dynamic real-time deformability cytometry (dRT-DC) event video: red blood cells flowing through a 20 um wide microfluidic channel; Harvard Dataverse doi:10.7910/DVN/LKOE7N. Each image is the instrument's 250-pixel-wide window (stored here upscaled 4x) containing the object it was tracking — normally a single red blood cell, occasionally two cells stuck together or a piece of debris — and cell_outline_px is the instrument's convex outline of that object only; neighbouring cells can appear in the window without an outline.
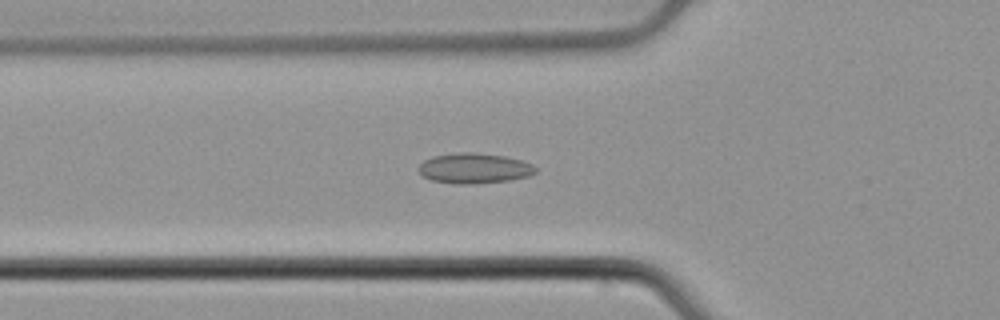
{"species": "common noctule bat (a hibernating species)", "species_latin": "Nyctalus noctula", "temperature_condition": "cold", "stored_images_in_passage": 53, "camera_frame_rate_fps": 3000, "um_per_image_px": 0.085, "animal": {"sex": "male", "body_mass_g": 21.5, "forearm_length_mm": 52.0}, "frame": {"image": 1, "passage_image": 19, "time_ms": 6.0, "image_size_px": [1000, 320], "cell_outline_px": [[536, 172], [528, 176], [508, 180], [472, 184], [452, 184], [432, 180], [424, 176], [420, 172], [420, 164], [424, 160], [432, 156], [460, 152], [472, 152], [504, 156], [520, 160], [532, 164], [536, 168]], "centroid_in_image_um": [40.3, 14.3], "position_along_channel_um": 85.5, "area_um2": 20.46}}
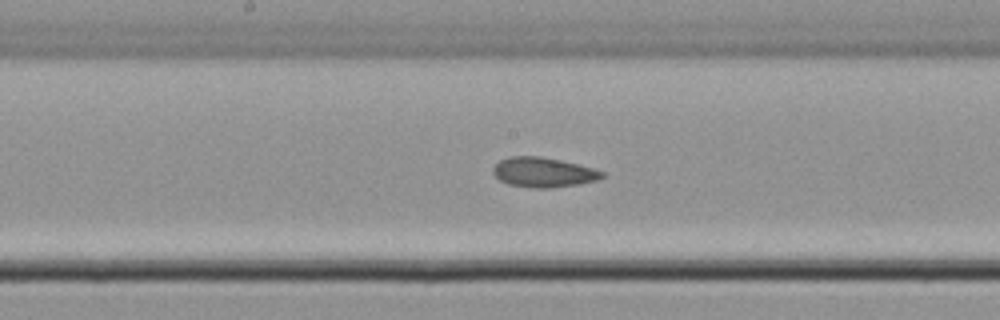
{"frame": {"image": 2, "passage_image": 28, "time_ms": 9.0, "image_size_px": [1000, 320], "cell_outline_px": [[604, 176], [596, 180], [580, 184], [548, 188], [532, 188], [508, 184], [500, 180], [492, 172], [492, 168], [500, 160], [508, 156], [540, 156], [560, 160], [592, 168], [604, 172]], "centroid_in_image_um": [46.15, 14.64], "position_along_channel_um": 202.0, "area_um2": 18.84}}
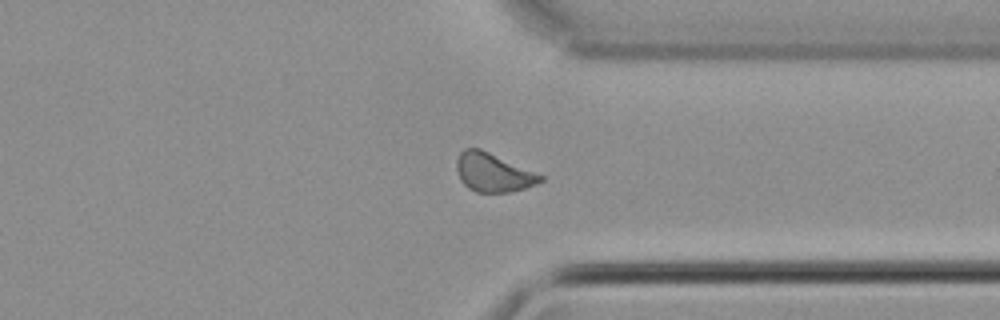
{"frame": {"image": 3, "passage_image": 41, "time_ms": 13.333, "image_size_px": [1000, 320], "cell_outline_px": [[544, 180], [536, 184], [512, 192], [476, 192], [468, 188], [460, 180], [456, 168], [456, 160], [460, 152], [464, 148], [480, 148], [544, 176]], "centroid_in_image_um": [41.89, 14.66], "position_along_channel_um": 369.5, "area_um2": 18.84}, "authors_computed_cell_mechanics": {"area_um2": 18.9006, "velocity_mm_per_s": 3.8839, "shape_relaxation_time_tau1_ms": null, "shape_relaxation_time_tau2_ms": 1.7125, "deformation_change_tau1": null, "deformation_change_tau2": 0.0538}}